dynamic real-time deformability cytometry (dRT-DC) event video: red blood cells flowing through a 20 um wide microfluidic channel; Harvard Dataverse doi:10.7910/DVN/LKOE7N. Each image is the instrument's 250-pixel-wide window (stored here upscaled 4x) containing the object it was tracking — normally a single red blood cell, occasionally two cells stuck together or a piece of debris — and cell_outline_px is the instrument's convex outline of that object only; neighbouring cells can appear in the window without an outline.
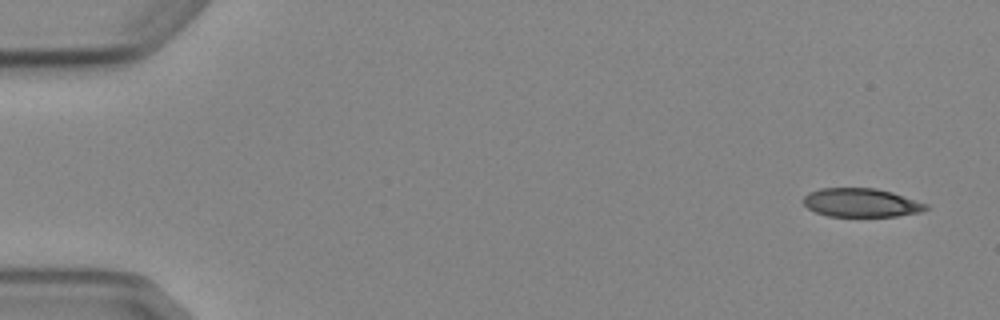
{"species": "Egyptian fruit bat (a non-hibernating species)", "species_latin": "Rousettus aegyptiacus", "temperature_condition": "cold", "stored_images_in_passage": 5, "segment_of_instrument_passage": [1, 2], "camera_frame_rate_fps": 3000, "um_per_image_px": 0.085, "animal": {"sex": "female"}, "frame": {"image": 1, "passage_image": 1, "time_ms": 0.0, "image_size_px": [1000, 320], "cell_outline_px": [[932, 208], [920, 212], [896, 216], [828, 216], [816, 212], [808, 208], [804, 204], [804, 196], [808, 192], [820, 188], [876, 188], [892, 192], [928, 204]], "centroid_in_image_um": [73.22, 17.22], "position_along_channel_um": 11.8, "area_um2": 20.52}}
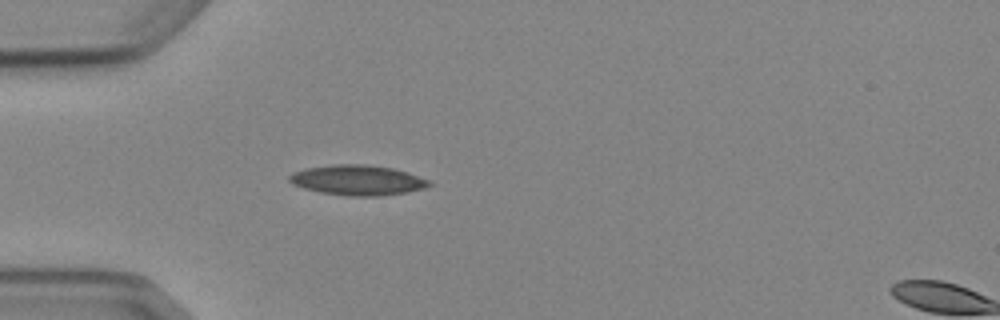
{"frame": {"image": 2, "passage_image": 4, "time_ms": 4.333, "image_size_px": [1000, 320], "cell_outline_px": [[432, 184], [424, 188], [408, 192], [380, 196], [348, 196], [320, 192], [304, 188], [292, 184], [288, 180], [288, 176], [292, 172], [304, 168], [336, 164], [364, 164], [392, 168], [408, 172], [432, 180]], "centroid_in_image_um": [30.4, 15.31], "position_along_channel_um": 54.6, "area_um2": 24.8}}